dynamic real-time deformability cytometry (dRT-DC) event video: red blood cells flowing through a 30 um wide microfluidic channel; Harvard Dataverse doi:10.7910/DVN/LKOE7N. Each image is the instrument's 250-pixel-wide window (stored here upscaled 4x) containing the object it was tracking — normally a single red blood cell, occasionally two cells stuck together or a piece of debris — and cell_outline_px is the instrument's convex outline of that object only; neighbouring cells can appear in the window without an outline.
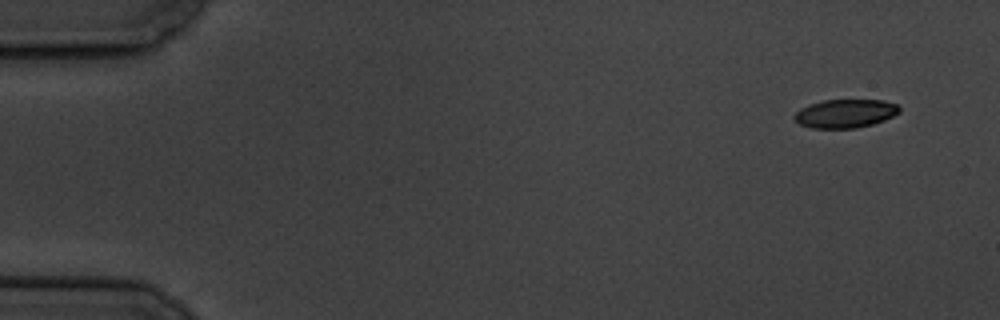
{"species": "common noctule bat (a hibernating species)", "species_latin": "Nyctalus noctula", "temperature_condition": "cold", "stored_images_in_passage": 5, "camera_frame_rate_fps": 3000, "um_per_image_px": 0.085, "animal": {"sex": "male", "body_mass_g": 19.5, "forearm_length_mm": 54.6}, "frame": {"image": 1, "passage_image": 1, "time_ms": 0.0, "image_size_px": [1000, 320], "cell_outline_px": [[900, 112], [884, 120], [872, 124], [856, 128], [812, 128], [800, 124], [792, 116], [800, 108], [808, 104], [824, 100], [884, 100], [896, 104], [900, 108]], "centroid_in_image_um": [71.83, 9.64], "position_along_channel_um": 13.2, "area_um2": 17.46}}
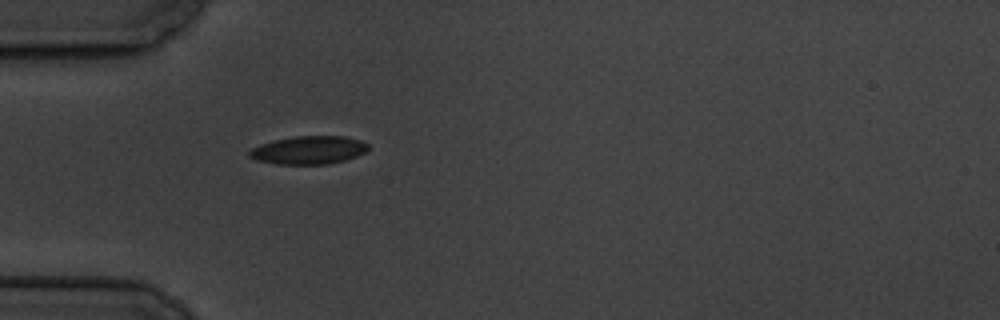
{"frame": {"image": 2, "passage_image": 5, "time_ms": 4.667, "image_size_px": [1000, 320], "cell_outline_px": [[368, 148], [364, 152], [356, 156], [344, 160], [328, 164], [276, 164], [256, 160], [248, 156], [248, 148], [272, 140], [296, 136], [344, 136], [360, 140], [368, 144]], "centroid_in_image_um": [26.17, 12.75], "position_along_channel_um": 58.8, "area_um2": 19.59}}